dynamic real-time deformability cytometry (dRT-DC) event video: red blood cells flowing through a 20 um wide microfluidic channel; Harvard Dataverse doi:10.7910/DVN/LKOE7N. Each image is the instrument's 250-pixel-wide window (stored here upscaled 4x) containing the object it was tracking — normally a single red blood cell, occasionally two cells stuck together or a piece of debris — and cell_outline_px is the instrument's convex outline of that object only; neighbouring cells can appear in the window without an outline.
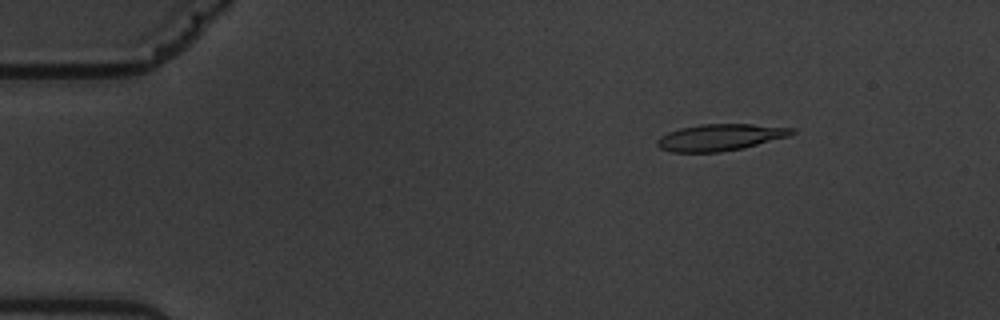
{"species": "common noctule bat (a hibernating species)", "species_latin": "Nyctalus noctula", "temperature_condition": "warm", "stored_images_in_passage": 5, "camera_frame_rate_fps": 3000, "um_per_image_px": 0.085, "animal": {"sex": "male", "body_mass_g": 19.5, "forearm_length_mm": 54.6}, "frame": {"image": 1, "passage_image": 2, "time_ms": 1.333, "image_size_px": [1000, 320], "cell_outline_px": [[796, 132], [788, 136], [744, 148], [720, 152], [672, 152], [660, 148], [656, 144], [656, 140], [660, 136], [668, 132], [680, 128], [700, 124], [752, 124], [796, 128]], "centroid_in_image_um": [61.21, 11.67], "position_along_channel_um": 23.8, "area_um2": 20.98}}
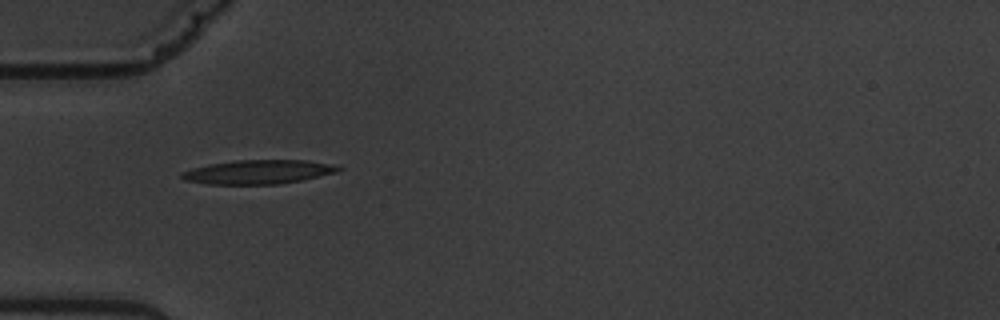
{"frame": {"image": 2, "passage_image": 4, "time_ms": 4.667, "image_size_px": [1000, 320], "cell_outline_px": [[344, 168], [336, 172], [300, 180], [280, 184], [208, 184], [184, 180], [180, 176], [180, 172], [192, 168], [208, 164], [236, 160], [308, 160], [328, 164]], "centroid_in_image_um": [21.89, 14.61], "position_along_channel_um": 63.1, "area_um2": 21.79}}
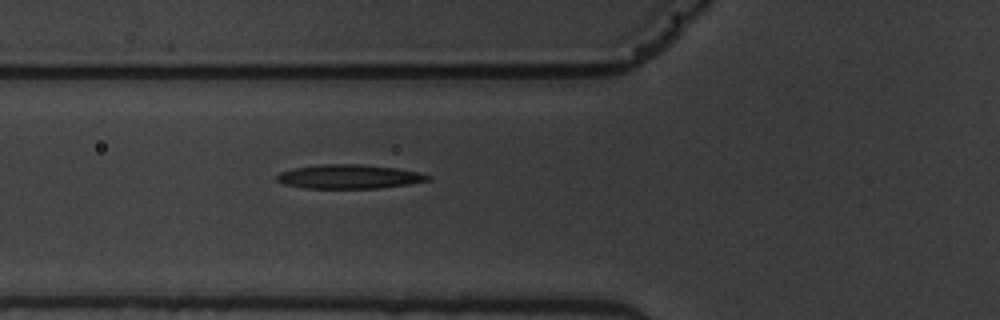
{"frame": {"image": 3, "passage_image": 5, "time_ms": 5.667, "image_size_px": [1000, 320], "cell_outline_px": [[432, 180], [408, 184], [380, 188], [304, 188], [284, 184], [276, 180], [276, 176], [280, 172], [296, 168], [320, 164], [364, 164], [396, 168], [420, 172], [432, 176]], "centroid_in_image_um": [29.72, 15.01], "position_along_channel_um": 96.1, "area_um2": 21.27}}